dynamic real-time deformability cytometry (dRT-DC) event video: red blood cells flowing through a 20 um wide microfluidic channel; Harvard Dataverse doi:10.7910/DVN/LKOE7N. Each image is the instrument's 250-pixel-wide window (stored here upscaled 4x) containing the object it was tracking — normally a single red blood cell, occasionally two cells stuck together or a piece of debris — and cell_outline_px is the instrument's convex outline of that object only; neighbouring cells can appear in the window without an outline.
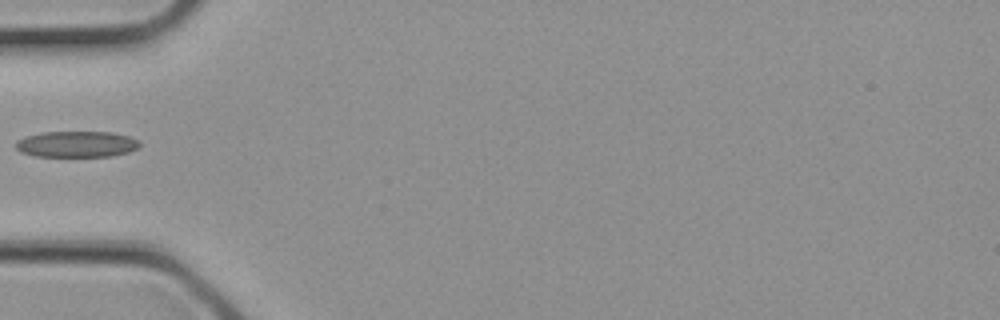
{"species": "common noctule bat (a hibernating species)", "species_latin": "Nyctalus noctula", "temperature_condition": "cold", "stored_images_in_passage": 1, "camera_frame_rate_fps": 3000, "um_per_image_px": 0.085, "animal": {"sex": "female", "body_mass_g": 21.9}, "frame": {"image": 1, "passage_image": 1, "time_ms": 0.0, "image_size_px": [1000, 320], "cell_outline_px": [[140, 148], [128, 152], [112, 156], [36, 156], [20, 152], [16, 148], [16, 140], [24, 136], [44, 132], [112, 132], [128, 136], [140, 140]], "centroid_in_image_um": [6.53, 12.25], "position_along_channel_um": 78.5, "area_um2": 18.96}}